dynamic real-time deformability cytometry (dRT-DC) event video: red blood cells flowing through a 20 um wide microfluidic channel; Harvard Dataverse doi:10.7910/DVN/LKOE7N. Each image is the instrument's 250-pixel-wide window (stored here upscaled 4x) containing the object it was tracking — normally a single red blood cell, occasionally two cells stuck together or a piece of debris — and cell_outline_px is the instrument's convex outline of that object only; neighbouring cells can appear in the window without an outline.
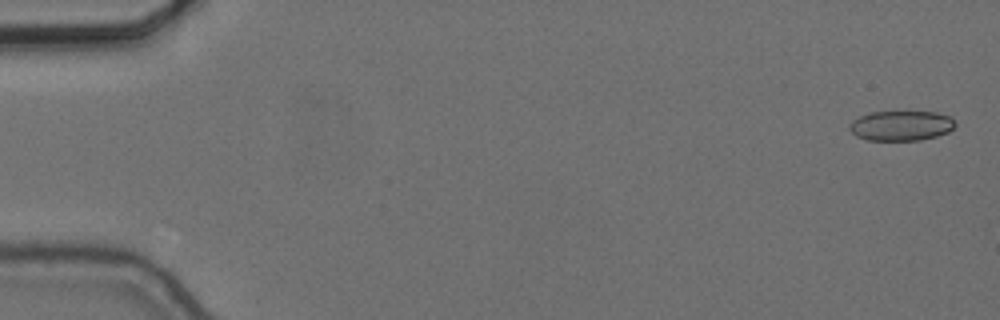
{"species": "common noctule bat (a hibernating species)", "species_latin": "Nyctalus noctula", "temperature_condition": "cold", "stored_images_in_passage": 49, "camera_frame_rate_fps": 3000, "um_per_image_px": 0.085, "animal": {"sex": "female", "body_mass_g": 24.6, "forearm_length_mm": 56.2}, "frame": {"image": 1, "passage_image": 2, "time_ms": 0.333, "image_size_px": [1000, 320], "cell_outline_px": [[956, 124], [948, 132], [936, 136], [920, 140], [868, 140], [856, 136], [848, 128], [848, 124], [852, 120], [860, 116], [872, 112], [936, 112], [948, 116]], "centroid_in_image_um": [76.55, 10.68], "position_along_channel_um": 8.4, "area_um2": 18.32}}
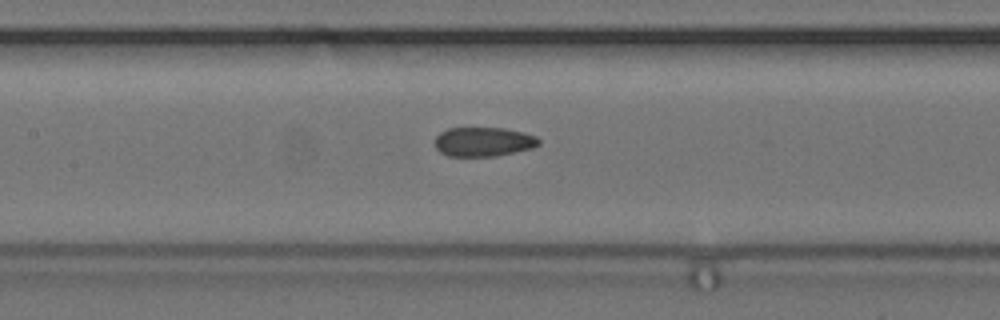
{"frame": {"image": 2, "passage_image": 27, "time_ms": 8.667, "image_size_px": [1000, 320], "cell_outline_px": [[540, 144], [532, 148], [496, 156], [448, 156], [440, 152], [436, 148], [436, 136], [440, 132], [448, 128], [504, 128], [524, 132], [536, 136], [540, 140]], "centroid_in_image_um": [41.1, 12.05], "position_along_channel_um": 166.3, "area_um2": 17.74}}
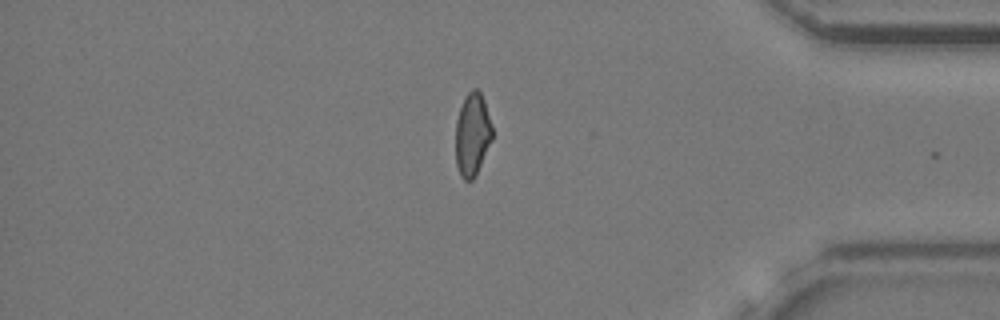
{"frame": {"image": 3, "passage_image": 48, "time_ms": 15.667, "image_size_px": [1000, 320], "cell_outline_px": [[492, 140], [472, 180], [464, 180], [460, 176], [456, 164], [456, 120], [460, 108], [468, 92], [472, 88], [476, 88], [480, 92], [484, 100], [492, 124]], "centroid_in_image_um": [40.15, 11.41], "position_along_channel_um": 395.1, "area_um2": 17.51}, "authors_computed_cell_mechanics": {"area_um2": 18.6694, "velocity_mm_per_s": 3.6698, "shape_relaxation_time_tau1_ms": null, "shape_relaxation_time_tau2_ms": 2.1104, "deformation_change_tau1": null, "deformation_change_tau2": 0.0683}}